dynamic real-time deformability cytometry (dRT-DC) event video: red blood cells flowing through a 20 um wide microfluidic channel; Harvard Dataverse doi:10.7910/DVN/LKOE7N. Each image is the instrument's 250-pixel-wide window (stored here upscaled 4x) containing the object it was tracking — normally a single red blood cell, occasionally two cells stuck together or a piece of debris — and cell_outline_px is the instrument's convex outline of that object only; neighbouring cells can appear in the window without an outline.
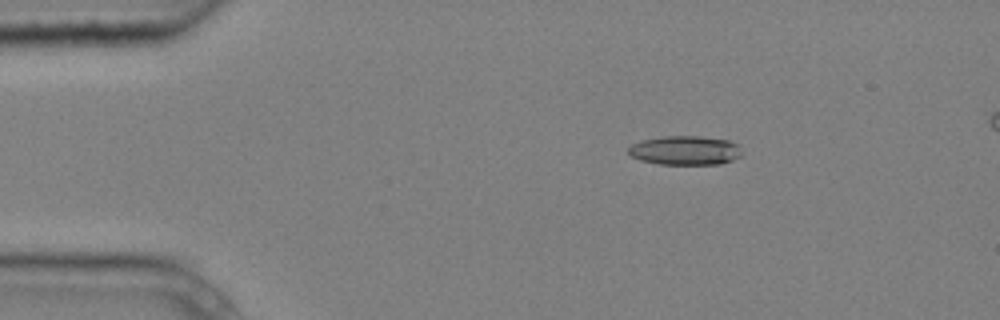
{"species": "common noctule bat (a hibernating species)", "species_latin": "Nyctalus noctula", "temperature_condition": "cold", "stored_images_in_passage": 6, "camera_frame_rate_fps": 3000, "um_per_image_px": 0.085, "animal": {"sex": "male", "body_mass_g": 20.4}, "frame": {"image": 1, "passage_image": 3, "time_ms": 0.667, "image_size_px": [1000, 320], "cell_outline_px": [[740, 156], [732, 160], [720, 164], [656, 164], [640, 160], [632, 156], [628, 152], [628, 148], [632, 144], [640, 140], [660, 136], [700, 136], [732, 140], [736, 144], [740, 152]], "centroid_in_image_um": [58.2, 12.77], "position_along_channel_um": 26.8, "area_um2": 19.36}}